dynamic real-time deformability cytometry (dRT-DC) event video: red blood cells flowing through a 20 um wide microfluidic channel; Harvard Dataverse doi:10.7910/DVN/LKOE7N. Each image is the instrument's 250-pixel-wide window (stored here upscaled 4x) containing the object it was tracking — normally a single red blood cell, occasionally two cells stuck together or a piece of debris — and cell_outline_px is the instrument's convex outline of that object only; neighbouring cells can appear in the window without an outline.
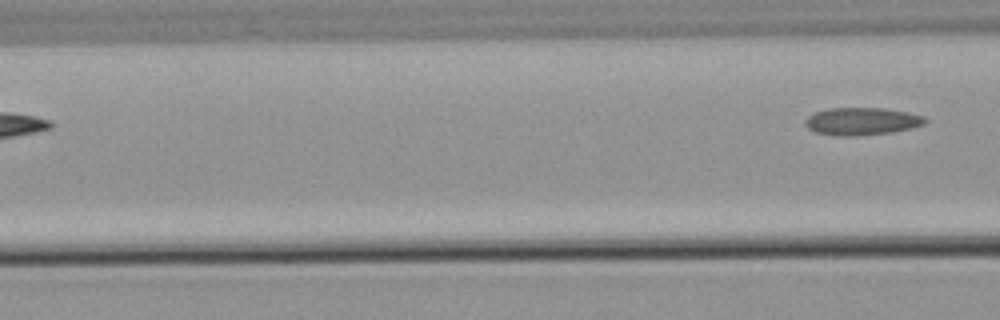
{"species": "common noctule bat (a hibernating species)", "species_latin": "Nyctalus noctula", "temperature_condition": "warm", "stored_images_in_passage": 4, "segment_of_instrument_passage": [2, 2], "camera_frame_rate_fps": 3000, "um_per_image_px": 0.085, "animal": {"sex": "male", "body_mass_g": 21.5, "forearm_length_mm": 52.0}, "frame": {"image": 1, "passage_image": 4, "time_ms": 3.667, "image_size_px": [1000, 320], "cell_outline_px": [[928, 120], [924, 124], [912, 128], [892, 132], [848, 136], [840, 136], [816, 132], [808, 128], [804, 124], [804, 120], [808, 116], [816, 112], [828, 108], [880, 108], [908, 112], [924, 116]], "centroid_in_image_um": [73.25, 10.3], "position_along_channel_um": 93.3, "area_um2": 19.13}}